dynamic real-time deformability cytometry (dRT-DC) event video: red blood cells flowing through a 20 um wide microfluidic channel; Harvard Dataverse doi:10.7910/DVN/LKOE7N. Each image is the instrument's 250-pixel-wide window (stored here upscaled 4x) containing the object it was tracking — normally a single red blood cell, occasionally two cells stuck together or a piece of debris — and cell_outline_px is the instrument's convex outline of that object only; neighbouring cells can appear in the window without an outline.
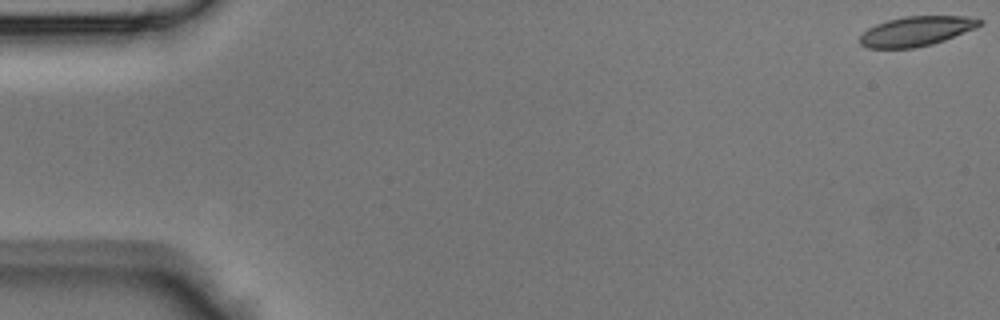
{"species": "Egyptian fruit bat (a non-hibernating species)", "species_latin": "Rousettus aegyptiacus", "temperature_condition": "room temperature", "stored_images_in_passage": 45, "camera_frame_rate_fps": 3000, "um_per_image_px": 0.085, "animal": {"sex": "male"}, "frame": {"image": 1, "passage_image": 1, "time_ms": 0.0, "image_size_px": [1000, 320], "cell_outline_px": [[984, 24], [976, 28], [944, 40], [932, 44], [916, 48], [868, 48], [860, 44], [860, 36], [868, 28], [876, 24], [888, 20], [904, 16], [964, 16], [984, 20]], "centroid_in_image_um": [77.91, 2.65], "position_along_channel_um": 7.1, "area_um2": 20.75}}
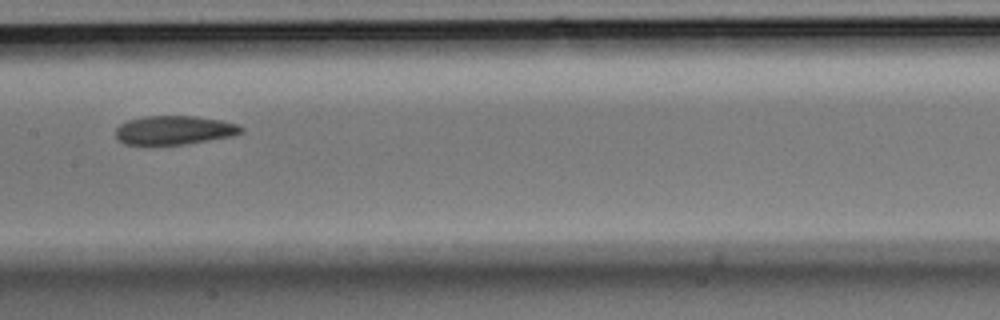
{"frame": {"image": 2, "passage_image": 23, "time_ms": 7.333, "image_size_px": [1000, 320], "cell_outline_px": [[244, 132], [236, 136], [184, 144], [152, 148], [124, 144], [116, 136], [116, 128], [120, 124], [128, 120], [144, 116], [196, 116], [220, 120], [236, 124], [244, 128]], "centroid_in_image_um": [14.78, 11.11], "position_along_channel_um": 192.6, "area_um2": 21.96}}
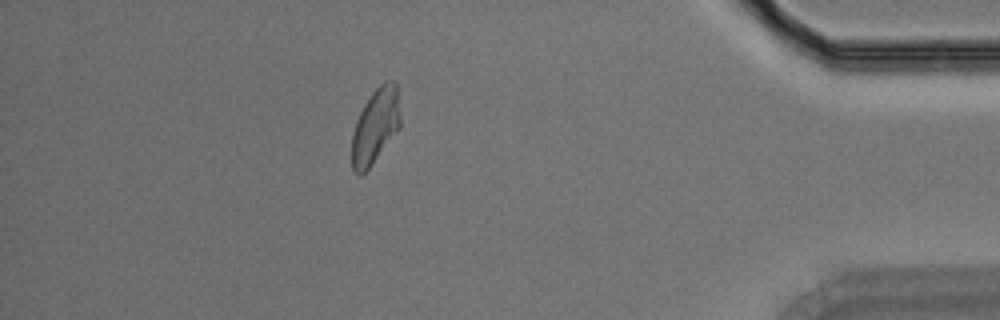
{"frame": {"image": 3, "passage_image": 40, "time_ms": 13.0, "image_size_px": [1000, 320], "cell_outline_px": [[400, 128], [368, 168], [360, 176], [352, 168], [352, 132], [356, 120], [364, 104], [372, 92], [384, 80], [396, 80], [400, 116]], "centroid_in_image_um": [31.91, 10.67], "position_along_channel_um": 403.3, "area_um2": 21.1}}